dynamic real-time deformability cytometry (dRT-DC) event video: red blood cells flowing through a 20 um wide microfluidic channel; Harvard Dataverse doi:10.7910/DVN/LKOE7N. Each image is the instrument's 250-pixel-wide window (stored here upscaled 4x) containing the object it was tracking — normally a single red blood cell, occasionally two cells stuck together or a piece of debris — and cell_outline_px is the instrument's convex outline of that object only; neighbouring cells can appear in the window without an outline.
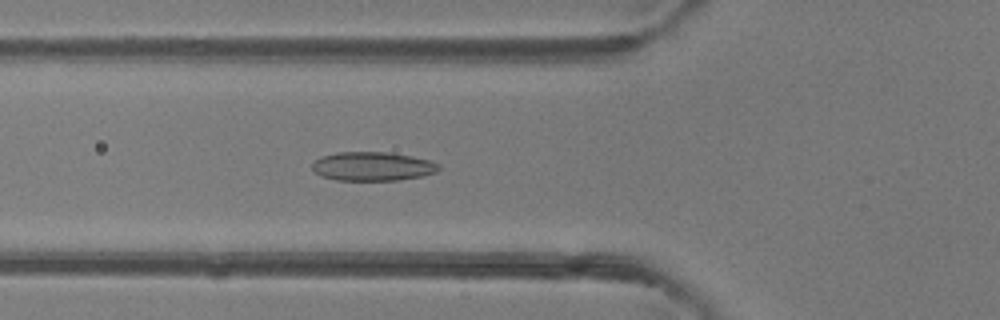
{"species": "common noctule bat (a hibernating species)", "species_latin": "Nyctalus noctula", "temperature_condition": "room temperature", "stored_images_in_passage": 46, "camera_frame_rate_fps": 3000, "um_per_image_px": 0.085, "animal": {"sex": "female"}, "frame": {"image": 1, "passage_image": 16, "time_ms": 5.0, "image_size_px": [1000, 320], "cell_outline_px": [[440, 168], [436, 172], [424, 176], [396, 180], [336, 180], [320, 176], [312, 168], [312, 164], [320, 156], [336, 152], [388, 152], [412, 156], [428, 160], [440, 164]], "centroid_in_image_um": [31.67, 14.14], "position_along_channel_um": 94.1, "area_um2": 21.39}}
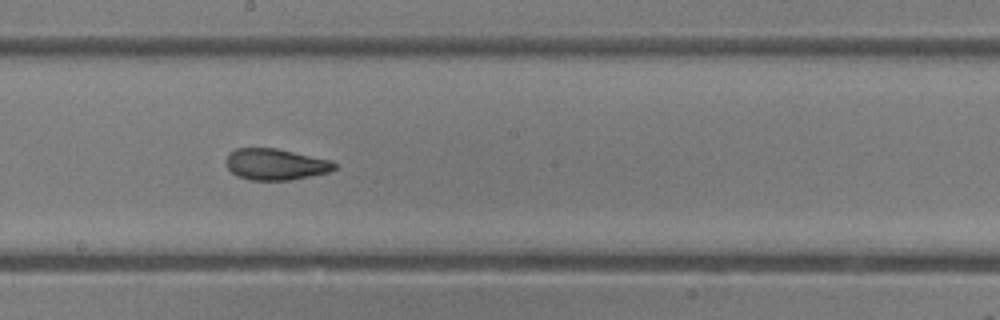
{"frame": {"image": 2, "passage_image": 25, "time_ms": 8.0, "image_size_px": [1000, 320], "cell_outline_px": [[336, 168], [328, 172], [288, 180], [248, 180], [236, 176], [224, 164], [224, 160], [228, 152], [236, 148], [276, 148], [332, 160], [336, 164]], "centroid_in_image_um": [23.36, 13.96], "position_along_channel_um": 224.8, "area_um2": 19.94}}
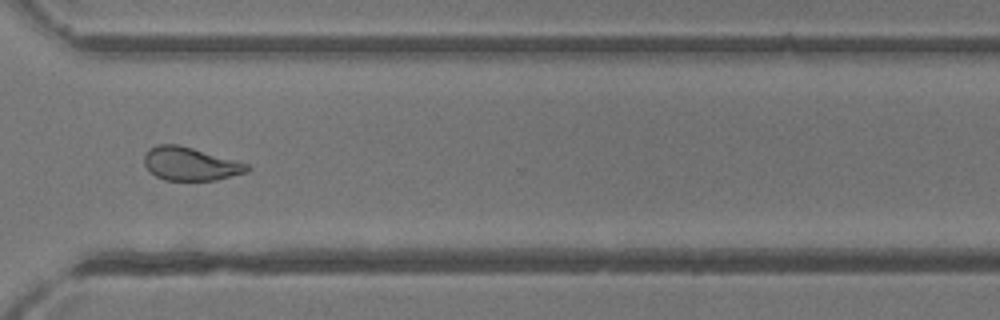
{"frame": {"image": 3, "passage_image": 34, "time_ms": 11.0, "image_size_px": [1000, 320], "cell_outline_px": [[252, 168], [248, 172], [216, 180], [164, 180], [156, 176], [144, 164], [144, 156], [156, 144], [176, 144], [192, 148], [236, 160], [248, 164]], "centroid_in_image_um": [16.22, 13.94], "position_along_channel_um": 354.4, "area_um2": 19.77}, "authors_computed_cell_mechanics": {"area_um2": 21.1548, "velocity_mm_per_s": 4.3299, "shape_relaxation_time_tau1_ms": 7.2018, "shape_relaxation_time_tau2_ms": 1.6208, "deformation_change_tau1": 0.176, "deformation_change_tau2": 0.0679}}